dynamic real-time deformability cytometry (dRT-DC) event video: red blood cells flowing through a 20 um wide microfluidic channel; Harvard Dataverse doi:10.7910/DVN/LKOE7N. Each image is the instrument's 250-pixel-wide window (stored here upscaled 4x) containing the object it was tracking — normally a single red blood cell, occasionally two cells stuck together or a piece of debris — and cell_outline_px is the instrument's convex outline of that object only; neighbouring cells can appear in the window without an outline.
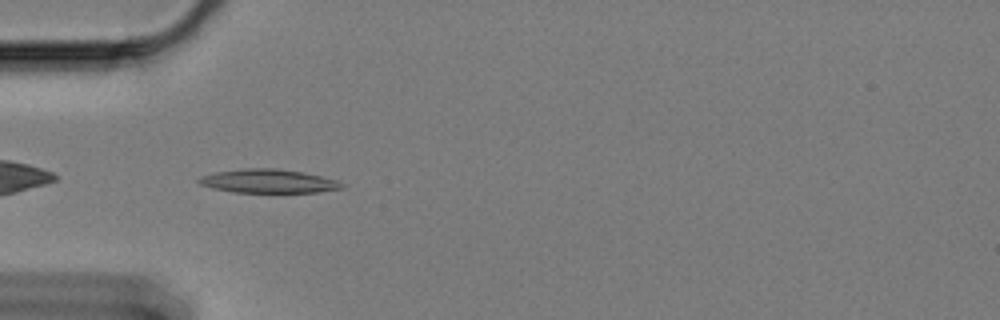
{"species": "Egyptian fruit bat (a non-hibernating species)", "species_latin": "Rousettus aegyptiacus", "temperature_condition": "cold", "stored_images_in_passage": 44, "camera_frame_rate_fps": 3000, "um_per_image_px": 0.085, "animal": {"sex": "female"}, "frame": {"image": 1, "passage_image": 2, "time_ms": 0.333, "image_size_px": [1000, 320], "cell_outline_px": [[348, 184], [344, 188], [316, 192], [232, 192], [212, 188], [200, 184], [196, 180], [200, 176], [216, 172], [244, 168], [276, 168], [300, 172], [320, 176], [336, 180]], "centroid_in_image_um": [22.81, 15.4], "position_along_channel_um": 62.2, "area_um2": 19.71}}
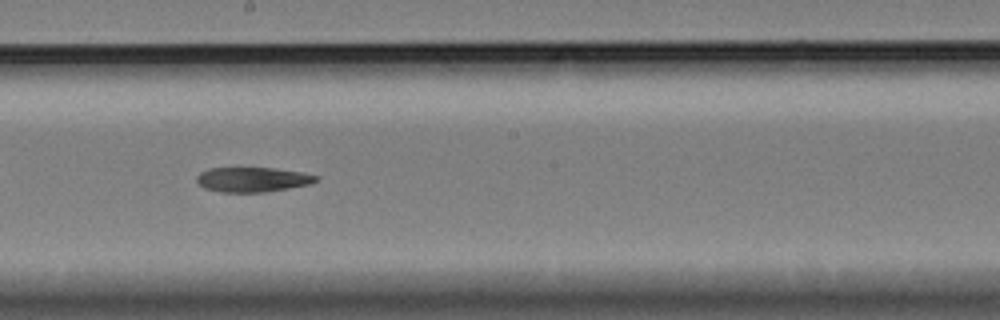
{"frame": {"image": 2, "passage_image": 17, "time_ms": 5.333, "image_size_px": [1000, 320], "cell_outline_px": [[320, 180], [312, 184], [264, 192], [220, 192], [204, 188], [196, 180], [196, 176], [200, 172], [208, 168], [276, 168], [300, 172], [320, 176]], "centroid_in_image_um": [21.49, 15.26], "position_along_channel_um": 226.7, "area_um2": 17.34}}
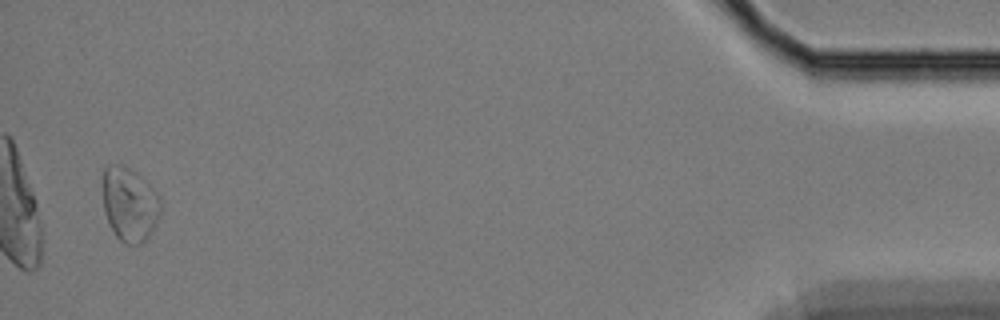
{"frame": {"image": 3, "passage_image": 42, "time_ms": 13.667, "image_size_px": [1000, 320], "cell_outline_px": [[160, 212], [148, 236], [140, 244], [124, 244], [116, 236], [108, 224], [104, 212], [100, 188], [100, 184], [104, 168], [108, 164], [124, 164], [136, 172], [160, 196]], "centroid_in_image_um": [10.93, 17.31], "position_along_channel_um": 424.3, "area_um2": 25.43}}